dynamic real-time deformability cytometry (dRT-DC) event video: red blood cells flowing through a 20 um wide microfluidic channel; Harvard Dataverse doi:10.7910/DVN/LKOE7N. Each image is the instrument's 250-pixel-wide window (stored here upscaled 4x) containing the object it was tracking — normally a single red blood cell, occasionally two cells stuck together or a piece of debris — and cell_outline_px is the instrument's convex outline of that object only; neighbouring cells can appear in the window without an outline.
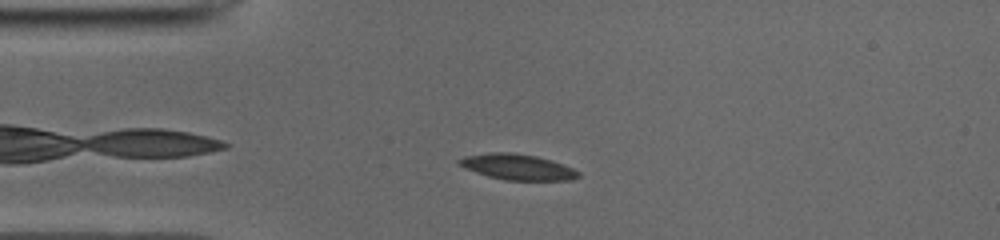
{"species": "common noctule bat (a hibernating species)", "species_latin": "Nyctalus noctula", "temperature_condition": "cold", "stored_images_in_passage": 44, "camera_frame_rate_fps": 3000, "um_per_image_px": 0.085, "animal": {"sex": "male", "body_mass_g": 19.0, "forearm_length_mm": 50.8}, "frame": {"image": 1, "passage_image": 5, "time_ms": 1.333, "image_size_px": [1000, 240], "cell_outline_px": [[580, 176], [572, 180], [504, 180], [488, 176], [464, 168], [456, 160], [464, 156], [492, 152], [512, 152], [536, 156], [552, 160], [572, 168], [580, 172]], "centroid_in_image_um": [43.99, 14.19], "position_along_channel_um": 41.0, "area_um2": 17.86}}
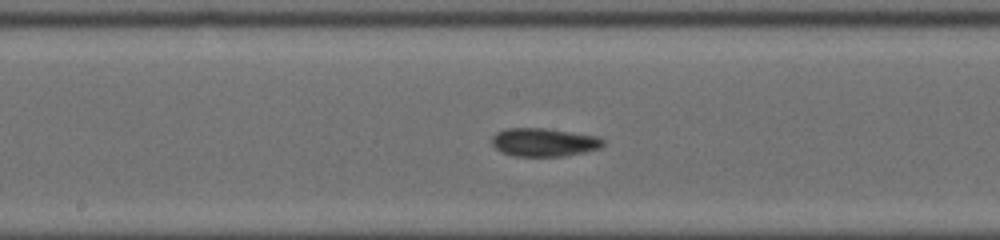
{"frame": {"image": 2, "passage_image": 19, "time_ms": 6.0, "image_size_px": [1000, 240], "cell_outline_px": [[604, 144], [600, 148], [584, 152], [564, 156], [516, 156], [500, 152], [492, 144], [492, 136], [496, 132], [504, 128], [548, 128], [600, 136], [604, 140]], "centroid_in_image_um": [46.24, 12.08], "position_along_channel_um": 202.0, "area_um2": 18.61}}
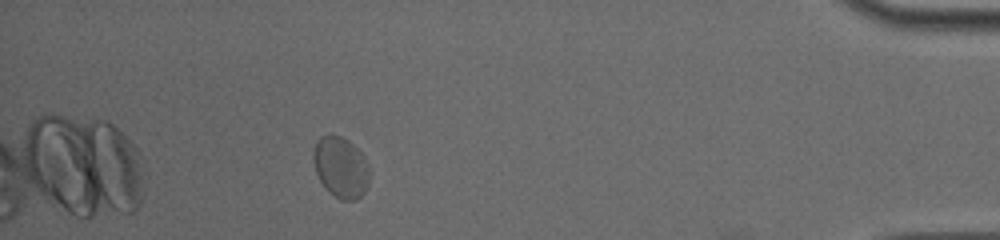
{"frame": {"image": 3, "passage_image": 39, "time_ms": 12.667, "image_size_px": [1000, 240], "cell_outline_px": [[372, 172], [368, 184], [364, 192], [356, 200], [340, 200], [328, 192], [324, 188], [316, 172], [312, 160], [312, 156], [316, 140], [320, 136], [328, 132], [340, 136], [348, 140], [364, 156]], "centroid_in_image_um": [28.96, 14.2], "position_along_channel_um": 406.2, "area_um2": 20.52}, "authors_computed_cell_mechanics": {"area_um2": 18.2648, "velocity_mm_per_s": 3.8793, "shape_relaxation_time_tau1_ms": 3.1823, "shape_relaxation_time_tau2_ms": 1.8373, "deformation_change_tau1": 0.0836, "deformation_change_tau2": 0.0563}}